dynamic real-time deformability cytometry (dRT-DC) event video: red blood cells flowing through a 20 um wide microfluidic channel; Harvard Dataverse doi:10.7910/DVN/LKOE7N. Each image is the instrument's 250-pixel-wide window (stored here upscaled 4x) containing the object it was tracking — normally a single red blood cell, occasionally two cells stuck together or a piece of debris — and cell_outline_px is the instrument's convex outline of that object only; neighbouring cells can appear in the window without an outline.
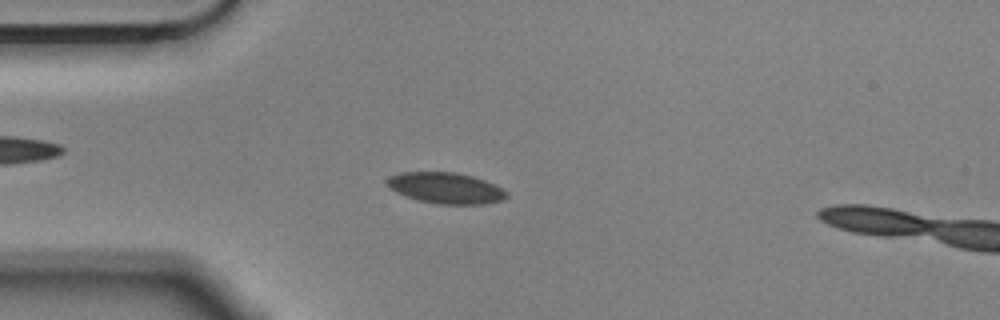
{"species": "Egyptian fruit bat (a non-hibernating species)", "species_latin": "Rousettus aegyptiacus", "temperature_condition": "cold", "stored_images_in_passage": 5, "camera_frame_rate_fps": 3000, "um_per_image_px": 0.085, "animal": {"sex": "male"}, "frame": {"image": 1, "passage_image": 4, "time_ms": 1.0, "image_size_px": [1000, 320], "cell_outline_px": [[508, 196], [504, 200], [484, 204], [436, 204], [416, 200], [404, 196], [388, 188], [384, 180], [388, 176], [400, 172], [456, 172], [472, 176], [484, 180], [508, 192]], "centroid_in_image_um": [37.83, 15.99], "position_along_channel_um": 47.2, "area_um2": 21.91}}